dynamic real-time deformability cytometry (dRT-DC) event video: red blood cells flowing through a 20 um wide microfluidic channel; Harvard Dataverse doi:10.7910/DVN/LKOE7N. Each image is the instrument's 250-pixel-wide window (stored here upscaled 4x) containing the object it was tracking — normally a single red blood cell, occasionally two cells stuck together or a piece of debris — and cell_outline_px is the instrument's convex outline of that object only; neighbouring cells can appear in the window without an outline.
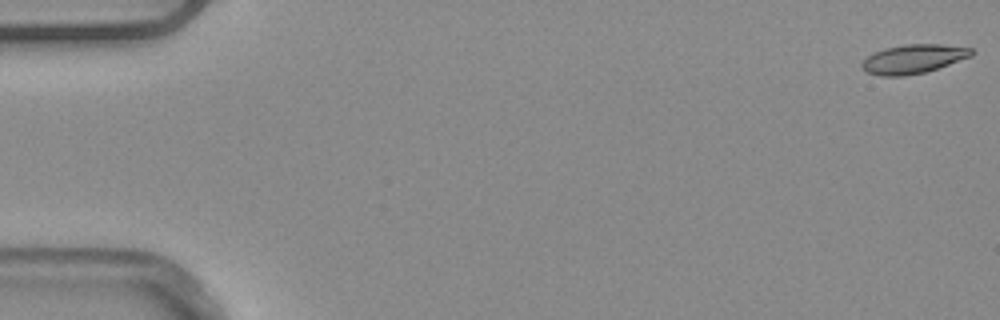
{"species": "common noctule bat (a hibernating species)", "species_latin": "Nyctalus noctula", "temperature_condition": "warm", "stored_images_in_passage": 53, "camera_frame_rate_fps": 3000, "um_per_image_px": 0.085, "animal": {"sex": "male", "body_mass_g": 20.4}, "frame": {"image": 1, "passage_image": 1, "time_ms": 0.0, "image_size_px": [1000, 320], "cell_outline_px": [[976, 52], [972, 56], [924, 72], [904, 76], [880, 76], [868, 72], [860, 68], [860, 64], [872, 52], [884, 48], [904, 44], [940, 44], [972, 48]], "centroid_in_image_um": [77.61, 5.0], "position_along_channel_um": 7.4, "area_um2": 18.55}}
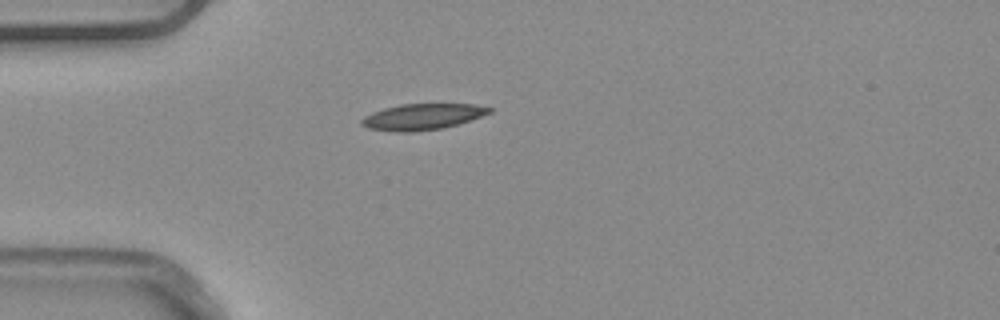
{"frame": {"image": 2, "passage_image": 15, "time_ms": 4.667, "image_size_px": [1000, 320], "cell_outline_px": [[492, 112], [444, 128], [412, 132], [396, 132], [368, 128], [360, 124], [360, 120], [364, 116], [372, 112], [384, 108], [400, 104], [472, 104], [492, 108]], "centroid_in_image_um": [35.85, 9.92], "position_along_channel_um": 49.2, "area_um2": 19.31}}
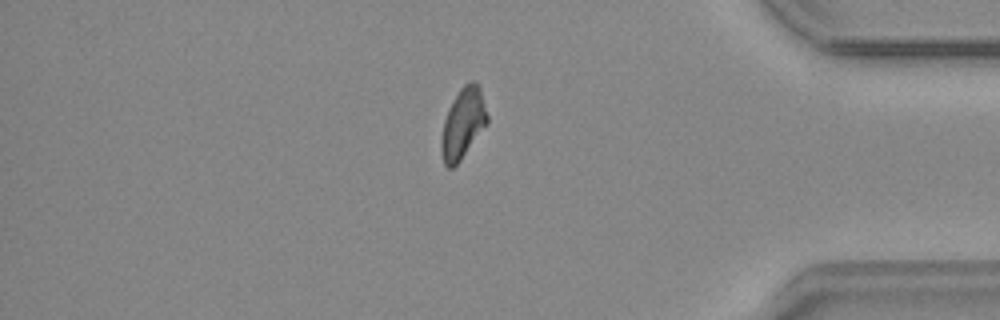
{"frame": {"image": 3, "passage_image": 45, "time_ms": 14.667, "image_size_px": [1000, 320], "cell_outline_px": [[488, 124], [460, 160], [452, 168], [448, 168], [444, 164], [440, 152], [440, 140], [444, 120], [460, 88], [464, 84], [472, 80], [480, 84], [488, 116]], "centroid_in_image_um": [39.37, 10.49], "position_along_channel_um": 395.8, "area_um2": 18.9}, "authors_computed_cell_mechanics": {"area_um2": 18.9584, "velocity_mm_per_s": 3.8962, "shape_relaxation_time_tau1_ms": 6.2384, "shape_relaxation_time_tau2_ms": 9.0121, "deformation_change_tau1": 0.1543, "deformation_change_tau2": 0.1773}}